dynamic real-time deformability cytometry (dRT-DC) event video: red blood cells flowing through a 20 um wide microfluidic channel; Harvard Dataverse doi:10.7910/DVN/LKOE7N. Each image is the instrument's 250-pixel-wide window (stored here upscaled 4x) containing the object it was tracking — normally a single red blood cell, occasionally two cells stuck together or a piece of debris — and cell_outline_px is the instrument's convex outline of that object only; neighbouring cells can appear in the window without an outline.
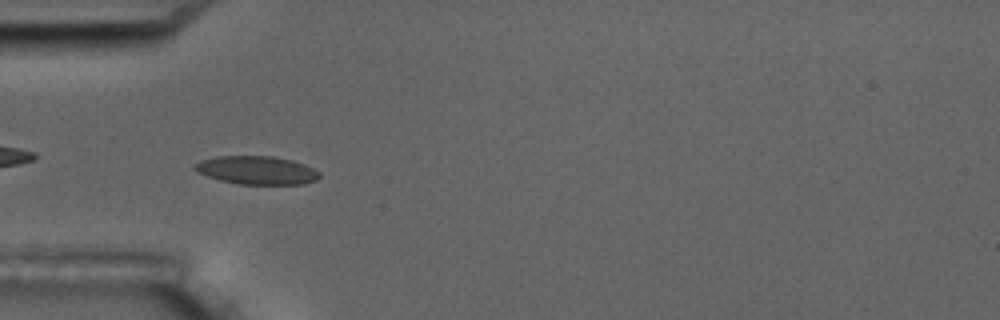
{"species": "common noctule bat (a hibernating species)", "species_latin": "Nyctalus noctula", "temperature_condition": "room temperature", "stored_images_in_passage": 17, "camera_frame_rate_fps": 3000, "um_per_image_px": 0.085, "animal": {"sex": "male", "body_mass_g": 17.5, "forearm_length_mm": 52.3}, "frame": {"image": 1, "passage_image": 6, "time_ms": 5.667, "image_size_px": [1000, 320], "cell_outline_px": [[320, 176], [316, 180], [304, 184], [240, 184], [220, 180], [196, 172], [192, 168], [200, 160], [216, 156], [272, 156], [292, 160], [304, 164], [320, 172]], "centroid_in_image_um": [21.81, 14.46], "position_along_channel_um": 63.2, "area_um2": 20.58}}
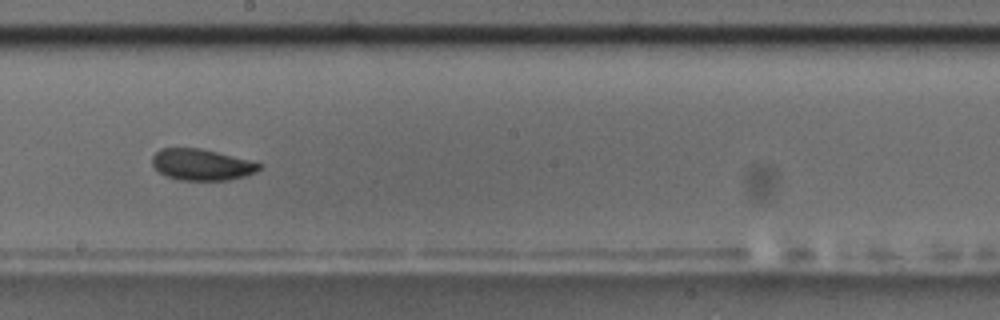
{"frame": {"image": 2, "passage_image": 10, "time_ms": 10.333, "image_size_px": [1000, 320], "cell_outline_px": [[264, 164], [256, 172], [248, 176], [228, 180], [180, 180], [168, 176], [160, 172], [152, 164], [152, 156], [160, 148], [200, 148]], "centroid_in_image_um": [17.16, 14.0], "position_along_channel_um": 231.0, "area_um2": 19.42}, "authors_computed_cell_mechanics": {"area_um2": 20.1144, "velocity_mm_per_s": 3.6447, "shape_relaxation_time_tau1_ms": 2.217, "shape_relaxation_time_tau2_ms": 5.4855, "deformation_change_tau1": 0.0764, "deformation_change_tau2": 0.0671}}